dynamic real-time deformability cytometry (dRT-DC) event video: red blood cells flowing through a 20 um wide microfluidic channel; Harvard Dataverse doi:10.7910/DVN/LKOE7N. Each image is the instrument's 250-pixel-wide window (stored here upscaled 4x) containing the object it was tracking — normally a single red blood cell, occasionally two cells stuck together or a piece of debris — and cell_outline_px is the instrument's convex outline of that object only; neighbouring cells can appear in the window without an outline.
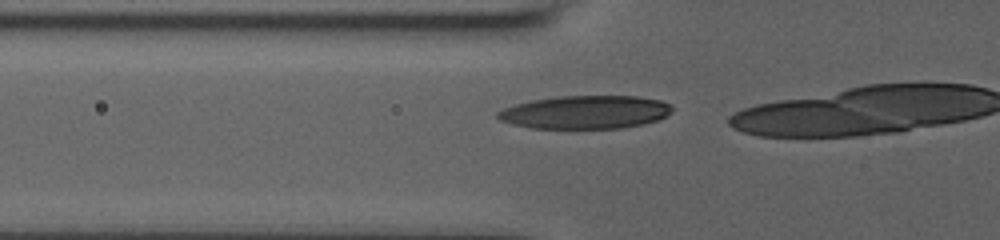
{"species": "human", "species_latin": "Homo sapiens", "temperature_condition": "room temperature", "stored_images_in_passage": 11, "camera_frame_rate_fps": 3000, "um_per_image_px": 0.085, "donor": {"sex": "male"}, "frame": {"image": 1, "passage_image": 5, "time_ms": 1.333, "image_size_px": [1000, 240], "cell_outline_px": [[672, 112], [656, 120], [640, 124], [620, 128], [532, 128], [512, 124], [500, 120], [496, 116], [496, 112], [504, 108], [516, 104], [532, 100], [556, 96], [636, 96], [660, 100], [668, 104], [672, 108]], "centroid_in_image_um": [49.71, 9.53], "position_along_channel_um": 76.1, "area_um2": 33.52}}
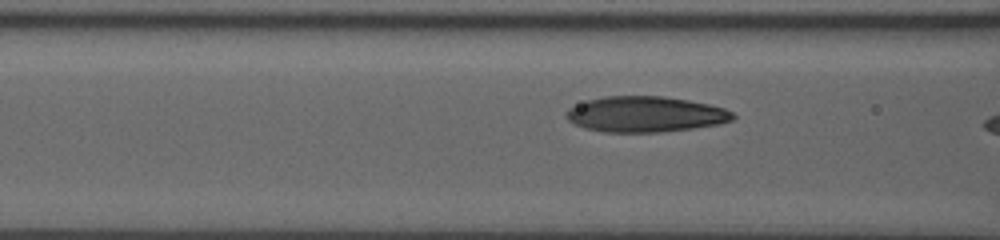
{"frame": {"image": 2, "passage_image": 8, "time_ms": 2.333, "image_size_px": [1000, 240], "cell_outline_px": [[736, 116], [732, 120], [720, 124], [692, 128], [660, 132], [604, 132], [584, 128], [568, 120], [568, 108], [588, 100], [604, 96], [664, 96], [688, 100], [708, 104], [724, 108], [732, 112]], "centroid_in_image_um": [54.88, 9.71], "position_along_channel_um": 111.7, "area_um2": 34.45}}